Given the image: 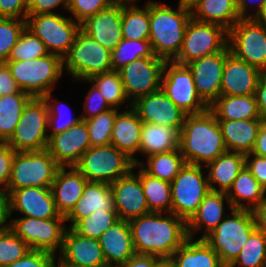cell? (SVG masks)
<instances>
[{"label": "cell", "mask_w": 266, "mask_h": 267, "mask_svg": "<svg viewBox=\"0 0 266 267\" xmlns=\"http://www.w3.org/2000/svg\"><path fill=\"white\" fill-rule=\"evenodd\" d=\"M7 193L10 217L16 211L23 217L37 219L56 218L60 215L55 206L51 187L32 186L7 191Z\"/></svg>", "instance_id": "ffe728a7"}, {"label": "cell", "mask_w": 266, "mask_h": 267, "mask_svg": "<svg viewBox=\"0 0 266 267\" xmlns=\"http://www.w3.org/2000/svg\"><path fill=\"white\" fill-rule=\"evenodd\" d=\"M89 81L99 89L111 108L120 110L125 103H127V108L132 106L126 96L119 71L111 70L106 73L96 74Z\"/></svg>", "instance_id": "60d3db41"}, {"label": "cell", "mask_w": 266, "mask_h": 267, "mask_svg": "<svg viewBox=\"0 0 266 267\" xmlns=\"http://www.w3.org/2000/svg\"><path fill=\"white\" fill-rule=\"evenodd\" d=\"M245 166V154L226 151L205 168L210 190L227 193Z\"/></svg>", "instance_id": "1f68e13d"}, {"label": "cell", "mask_w": 266, "mask_h": 267, "mask_svg": "<svg viewBox=\"0 0 266 267\" xmlns=\"http://www.w3.org/2000/svg\"><path fill=\"white\" fill-rule=\"evenodd\" d=\"M245 166L266 189V157L248 153L245 155Z\"/></svg>", "instance_id": "6f0895ef"}, {"label": "cell", "mask_w": 266, "mask_h": 267, "mask_svg": "<svg viewBox=\"0 0 266 267\" xmlns=\"http://www.w3.org/2000/svg\"><path fill=\"white\" fill-rule=\"evenodd\" d=\"M49 54L45 44L26 27L11 50L8 61H25Z\"/></svg>", "instance_id": "7dc6e473"}, {"label": "cell", "mask_w": 266, "mask_h": 267, "mask_svg": "<svg viewBox=\"0 0 266 267\" xmlns=\"http://www.w3.org/2000/svg\"><path fill=\"white\" fill-rule=\"evenodd\" d=\"M123 110L117 113L114 120L110 144L125 153L137 165L138 158L135 155L140 151L143 122L132 107Z\"/></svg>", "instance_id": "4316f807"}, {"label": "cell", "mask_w": 266, "mask_h": 267, "mask_svg": "<svg viewBox=\"0 0 266 267\" xmlns=\"http://www.w3.org/2000/svg\"><path fill=\"white\" fill-rule=\"evenodd\" d=\"M21 91L5 62H0V96L11 95Z\"/></svg>", "instance_id": "91938a15"}, {"label": "cell", "mask_w": 266, "mask_h": 267, "mask_svg": "<svg viewBox=\"0 0 266 267\" xmlns=\"http://www.w3.org/2000/svg\"><path fill=\"white\" fill-rule=\"evenodd\" d=\"M48 108L42 97H33L24 107L18 125L6 142L16 152L47 149Z\"/></svg>", "instance_id": "30bf717a"}, {"label": "cell", "mask_w": 266, "mask_h": 267, "mask_svg": "<svg viewBox=\"0 0 266 267\" xmlns=\"http://www.w3.org/2000/svg\"><path fill=\"white\" fill-rule=\"evenodd\" d=\"M26 28L45 44L49 53L63 58L69 52L80 24L60 12L28 14Z\"/></svg>", "instance_id": "7c38bea8"}, {"label": "cell", "mask_w": 266, "mask_h": 267, "mask_svg": "<svg viewBox=\"0 0 266 267\" xmlns=\"http://www.w3.org/2000/svg\"><path fill=\"white\" fill-rule=\"evenodd\" d=\"M228 46V30L218 24L203 23L191 18L186 26L183 43L175 63L189 62L223 51Z\"/></svg>", "instance_id": "5bb4252c"}, {"label": "cell", "mask_w": 266, "mask_h": 267, "mask_svg": "<svg viewBox=\"0 0 266 267\" xmlns=\"http://www.w3.org/2000/svg\"><path fill=\"white\" fill-rule=\"evenodd\" d=\"M88 36L112 51L122 41V0L104 8L80 24Z\"/></svg>", "instance_id": "44dd1931"}, {"label": "cell", "mask_w": 266, "mask_h": 267, "mask_svg": "<svg viewBox=\"0 0 266 267\" xmlns=\"http://www.w3.org/2000/svg\"><path fill=\"white\" fill-rule=\"evenodd\" d=\"M68 5L69 0H31L28 4V14L58 13L56 10L60 7L67 12Z\"/></svg>", "instance_id": "9f6ffc18"}, {"label": "cell", "mask_w": 266, "mask_h": 267, "mask_svg": "<svg viewBox=\"0 0 266 267\" xmlns=\"http://www.w3.org/2000/svg\"><path fill=\"white\" fill-rule=\"evenodd\" d=\"M146 158V161L139 158L137 165L148 175L168 182H172L186 164L179 148L171 152L152 154Z\"/></svg>", "instance_id": "74e56055"}, {"label": "cell", "mask_w": 266, "mask_h": 267, "mask_svg": "<svg viewBox=\"0 0 266 267\" xmlns=\"http://www.w3.org/2000/svg\"><path fill=\"white\" fill-rule=\"evenodd\" d=\"M131 107L142 122L172 127L179 132L187 115L168 98L161 88L137 98Z\"/></svg>", "instance_id": "ac0fdd59"}, {"label": "cell", "mask_w": 266, "mask_h": 267, "mask_svg": "<svg viewBox=\"0 0 266 267\" xmlns=\"http://www.w3.org/2000/svg\"><path fill=\"white\" fill-rule=\"evenodd\" d=\"M120 110L111 108L97 116L84 120L87 124L91 147L111 143L114 120Z\"/></svg>", "instance_id": "bcb514c9"}, {"label": "cell", "mask_w": 266, "mask_h": 267, "mask_svg": "<svg viewBox=\"0 0 266 267\" xmlns=\"http://www.w3.org/2000/svg\"><path fill=\"white\" fill-rule=\"evenodd\" d=\"M162 267H170L167 263H165Z\"/></svg>", "instance_id": "8c879c8a"}, {"label": "cell", "mask_w": 266, "mask_h": 267, "mask_svg": "<svg viewBox=\"0 0 266 267\" xmlns=\"http://www.w3.org/2000/svg\"><path fill=\"white\" fill-rule=\"evenodd\" d=\"M256 228L252 210L233 208L204 240L228 267Z\"/></svg>", "instance_id": "5b68a950"}, {"label": "cell", "mask_w": 266, "mask_h": 267, "mask_svg": "<svg viewBox=\"0 0 266 267\" xmlns=\"http://www.w3.org/2000/svg\"><path fill=\"white\" fill-rule=\"evenodd\" d=\"M179 149L186 163L201 166L227 151L219 122L209 108L186 115L180 130Z\"/></svg>", "instance_id": "7a4b0ae2"}, {"label": "cell", "mask_w": 266, "mask_h": 267, "mask_svg": "<svg viewBox=\"0 0 266 267\" xmlns=\"http://www.w3.org/2000/svg\"><path fill=\"white\" fill-rule=\"evenodd\" d=\"M79 81L80 84L81 82H85L84 84H91V88L87 91L85 102H83V113L80 115L82 120L90 119L111 109L99 89L94 84H92L89 80H78V82Z\"/></svg>", "instance_id": "816d5d0a"}, {"label": "cell", "mask_w": 266, "mask_h": 267, "mask_svg": "<svg viewBox=\"0 0 266 267\" xmlns=\"http://www.w3.org/2000/svg\"><path fill=\"white\" fill-rule=\"evenodd\" d=\"M170 267H225L218 254L204 240L188 237L166 261Z\"/></svg>", "instance_id": "f546056e"}, {"label": "cell", "mask_w": 266, "mask_h": 267, "mask_svg": "<svg viewBox=\"0 0 266 267\" xmlns=\"http://www.w3.org/2000/svg\"><path fill=\"white\" fill-rule=\"evenodd\" d=\"M179 137L180 132L175 128L143 122L139 154L145 159L152 154L176 150Z\"/></svg>", "instance_id": "d590c367"}, {"label": "cell", "mask_w": 266, "mask_h": 267, "mask_svg": "<svg viewBox=\"0 0 266 267\" xmlns=\"http://www.w3.org/2000/svg\"><path fill=\"white\" fill-rule=\"evenodd\" d=\"M165 263L158 256L135 253L126 263L115 267H162Z\"/></svg>", "instance_id": "680465c9"}, {"label": "cell", "mask_w": 266, "mask_h": 267, "mask_svg": "<svg viewBox=\"0 0 266 267\" xmlns=\"http://www.w3.org/2000/svg\"><path fill=\"white\" fill-rule=\"evenodd\" d=\"M226 195L233 208L253 210L266 195V189L244 166Z\"/></svg>", "instance_id": "e575fe53"}, {"label": "cell", "mask_w": 266, "mask_h": 267, "mask_svg": "<svg viewBox=\"0 0 266 267\" xmlns=\"http://www.w3.org/2000/svg\"><path fill=\"white\" fill-rule=\"evenodd\" d=\"M95 211H115L113 192L110 184L105 182H87L83 194L65 217L72 228L79 220Z\"/></svg>", "instance_id": "f1b7e54d"}, {"label": "cell", "mask_w": 266, "mask_h": 267, "mask_svg": "<svg viewBox=\"0 0 266 267\" xmlns=\"http://www.w3.org/2000/svg\"><path fill=\"white\" fill-rule=\"evenodd\" d=\"M266 263V234L256 228L228 267H263Z\"/></svg>", "instance_id": "7bdbcfd3"}, {"label": "cell", "mask_w": 266, "mask_h": 267, "mask_svg": "<svg viewBox=\"0 0 266 267\" xmlns=\"http://www.w3.org/2000/svg\"><path fill=\"white\" fill-rule=\"evenodd\" d=\"M110 187L119 219L129 221L150 213L135 165L128 174L111 183Z\"/></svg>", "instance_id": "d6986e66"}, {"label": "cell", "mask_w": 266, "mask_h": 267, "mask_svg": "<svg viewBox=\"0 0 266 267\" xmlns=\"http://www.w3.org/2000/svg\"><path fill=\"white\" fill-rule=\"evenodd\" d=\"M124 1H136V2L138 1L139 2V0H124Z\"/></svg>", "instance_id": "753ad0ef"}, {"label": "cell", "mask_w": 266, "mask_h": 267, "mask_svg": "<svg viewBox=\"0 0 266 267\" xmlns=\"http://www.w3.org/2000/svg\"><path fill=\"white\" fill-rule=\"evenodd\" d=\"M24 1L28 5L31 0H24Z\"/></svg>", "instance_id": "2644e50d"}, {"label": "cell", "mask_w": 266, "mask_h": 267, "mask_svg": "<svg viewBox=\"0 0 266 267\" xmlns=\"http://www.w3.org/2000/svg\"><path fill=\"white\" fill-rule=\"evenodd\" d=\"M16 151L6 143H0V190L7 192L12 161Z\"/></svg>", "instance_id": "db71d44e"}, {"label": "cell", "mask_w": 266, "mask_h": 267, "mask_svg": "<svg viewBox=\"0 0 266 267\" xmlns=\"http://www.w3.org/2000/svg\"><path fill=\"white\" fill-rule=\"evenodd\" d=\"M28 5L24 0H0V17L26 20Z\"/></svg>", "instance_id": "11a10c76"}, {"label": "cell", "mask_w": 266, "mask_h": 267, "mask_svg": "<svg viewBox=\"0 0 266 267\" xmlns=\"http://www.w3.org/2000/svg\"><path fill=\"white\" fill-rule=\"evenodd\" d=\"M108 267L126 263L134 254L129 222L119 219L98 239Z\"/></svg>", "instance_id": "83f0119b"}, {"label": "cell", "mask_w": 266, "mask_h": 267, "mask_svg": "<svg viewBox=\"0 0 266 267\" xmlns=\"http://www.w3.org/2000/svg\"><path fill=\"white\" fill-rule=\"evenodd\" d=\"M256 227L266 234V195L252 210Z\"/></svg>", "instance_id": "e7e4bbea"}, {"label": "cell", "mask_w": 266, "mask_h": 267, "mask_svg": "<svg viewBox=\"0 0 266 267\" xmlns=\"http://www.w3.org/2000/svg\"><path fill=\"white\" fill-rule=\"evenodd\" d=\"M263 120H218L227 151L251 153Z\"/></svg>", "instance_id": "4dcf8cb0"}, {"label": "cell", "mask_w": 266, "mask_h": 267, "mask_svg": "<svg viewBox=\"0 0 266 267\" xmlns=\"http://www.w3.org/2000/svg\"><path fill=\"white\" fill-rule=\"evenodd\" d=\"M176 8V9H175ZM149 0L150 35L154 55L164 61H173L182 46L191 11Z\"/></svg>", "instance_id": "3957f363"}, {"label": "cell", "mask_w": 266, "mask_h": 267, "mask_svg": "<svg viewBox=\"0 0 266 267\" xmlns=\"http://www.w3.org/2000/svg\"><path fill=\"white\" fill-rule=\"evenodd\" d=\"M154 52L149 40L122 41L111 51L112 70L118 71L133 60L144 57H153Z\"/></svg>", "instance_id": "ee69618b"}, {"label": "cell", "mask_w": 266, "mask_h": 267, "mask_svg": "<svg viewBox=\"0 0 266 267\" xmlns=\"http://www.w3.org/2000/svg\"><path fill=\"white\" fill-rule=\"evenodd\" d=\"M57 256L42 250H30L24 257L5 267H51Z\"/></svg>", "instance_id": "f5cc1de1"}, {"label": "cell", "mask_w": 266, "mask_h": 267, "mask_svg": "<svg viewBox=\"0 0 266 267\" xmlns=\"http://www.w3.org/2000/svg\"><path fill=\"white\" fill-rule=\"evenodd\" d=\"M42 98L48 108V138L52 135L66 132L70 127L82 120L80 115L72 117L71 108L69 109L65 102L59 101L58 97L54 98L52 92L47 93Z\"/></svg>", "instance_id": "b9f144b4"}, {"label": "cell", "mask_w": 266, "mask_h": 267, "mask_svg": "<svg viewBox=\"0 0 266 267\" xmlns=\"http://www.w3.org/2000/svg\"><path fill=\"white\" fill-rule=\"evenodd\" d=\"M255 2V3H254ZM265 0H236L238 13L241 19L257 18L263 9ZM254 10V13L248 11Z\"/></svg>", "instance_id": "94428289"}, {"label": "cell", "mask_w": 266, "mask_h": 267, "mask_svg": "<svg viewBox=\"0 0 266 267\" xmlns=\"http://www.w3.org/2000/svg\"><path fill=\"white\" fill-rule=\"evenodd\" d=\"M60 166L47 149L16 152L7 191L26 187H51Z\"/></svg>", "instance_id": "52a82bcc"}, {"label": "cell", "mask_w": 266, "mask_h": 267, "mask_svg": "<svg viewBox=\"0 0 266 267\" xmlns=\"http://www.w3.org/2000/svg\"><path fill=\"white\" fill-rule=\"evenodd\" d=\"M251 153L266 157V119L262 121Z\"/></svg>", "instance_id": "03108f58"}, {"label": "cell", "mask_w": 266, "mask_h": 267, "mask_svg": "<svg viewBox=\"0 0 266 267\" xmlns=\"http://www.w3.org/2000/svg\"><path fill=\"white\" fill-rule=\"evenodd\" d=\"M205 166L186 163L171 184V213L186 222L210 191Z\"/></svg>", "instance_id": "9c48e42d"}, {"label": "cell", "mask_w": 266, "mask_h": 267, "mask_svg": "<svg viewBox=\"0 0 266 267\" xmlns=\"http://www.w3.org/2000/svg\"><path fill=\"white\" fill-rule=\"evenodd\" d=\"M26 27V20L0 17V62H7L11 50Z\"/></svg>", "instance_id": "681fc988"}, {"label": "cell", "mask_w": 266, "mask_h": 267, "mask_svg": "<svg viewBox=\"0 0 266 267\" xmlns=\"http://www.w3.org/2000/svg\"><path fill=\"white\" fill-rule=\"evenodd\" d=\"M91 147L87 124L81 120L66 132L52 135L47 150L60 167L75 166L83 153Z\"/></svg>", "instance_id": "7402d4cb"}, {"label": "cell", "mask_w": 266, "mask_h": 267, "mask_svg": "<svg viewBox=\"0 0 266 267\" xmlns=\"http://www.w3.org/2000/svg\"><path fill=\"white\" fill-rule=\"evenodd\" d=\"M164 63L163 59L154 55L133 60L118 70L131 103L160 89Z\"/></svg>", "instance_id": "2e32d148"}, {"label": "cell", "mask_w": 266, "mask_h": 267, "mask_svg": "<svg viewBox=\"0 0 266 267\" xmlns=\"http://www.w3.org/2000/svg\"><path fill=\"white\" fill-rule=\"evenodd\" d=\"M191 17L199 22L221 25L228 31L241 19L236 0H199Z\"/></svg>", "instance_id": "836d02e7"}, {"label": "cell", "mask_w": 266, "mask_h": 267, "mask_svg": "<svg viewBox=\"0 0 266 267\" xmlns=\"http://www.w3.org/2000/svg\"><path fill=\"white\" fill-rule=\"evenodd\" d=\"M160 88L187 115L201 113L209 108L198 95L192 72L187 65L165 61Z\"/></svg>", "instance_id": "9a60e30c"}, {"label": "cell", "mask_w": 266, "mask_h": 267, "mask_svg": "<svg viewBox=\"0 0 266 267\" xmlns=\"http://www.w3.org/2000/svg\"><path fill=\"white\" fill-rule=\"evenodd\" d=\"M20 89L32 97H43L52 92L63 77V58L47 54L25 61L5 62Z\"/></svg>", "instance_id": "277c9868"}, {"label": "cell", "mask_w": 266, "mask_h": 267, "mask_svg": "<svg viewBox=\"0 0 266 267\" xmlns=\"http://www.w3.org/2000/svg\"><path fill=\"white\" fill-rule=\"evenodd\" d=\"M31 248L11 229L0 233V267H5L24 257Z\"/></svg>", "instance_id": "c3c4849f"}, {"label": "cell", "mask_w": 266, "mask_h": 267, "mask_svg": "<svg viewBox=\"0 0 266 267\" xmlns=\"http://www.w3.org/2000/svg\"><path fill=\"white\" fill-rule=\"evenodd\" d=\"M136 1L122 0V35L128 40H149L150 19L149 0L144 7H138Z\"/></svg>", "instance_id": "8d00e7d4"}, {"label": "cell", "mask_w": 266, "mask_h": 267, "mask_svg": "<svg viewBox=\"0 0 266 267\" xmlns=\"http://www.w3.org/2000/svg\"><path fill=\"white\" fill-rule=\"evenodd\" d=\"M33 97L23 92L0 96V143H6L14 133L24 107Z\"/></svg>", "instance_id": "ab89813d"}, {"label": "cell", "mask_w": 266, "mask_h": 267, "mask_svg": "<svg viewBox=\"0 0 266 267\" xmlns=\"http://www.w3.org/2000/svg\"><path fill=\"white\" fill-rule=\"evenodd\" d=\"M199 0H178L177 6L192 11L198 4Z\"/></svg>", "instance_id": "003e7915"}, {"label": "cell", "mask_w": 266, "mask_h": 267, "mask_svg": "<svg viewBox=\"0 0 266 267\" xmlns=\"http://www.w3.org/2000/svg\"><path fill=\"white\" fill-rule=\"evenodd\" d=\"M10 229L9 196L0 190V233Z\"/></svg>", "instance_id": "be15d7a7"}, {"label": "cell", "mask_w": 266, "mask_h": 267, "mask_svg": "<svg viewBox=\"0 0 266 267\" xmlns=\"http://www.w3.org/2000/svg\"><path fill=\"white\" fill-rule=\"evenodd\" d=\"M128 222L135 253L165 262L188 238L186 221L173 213L150 212Z\"/></svg>", "instance_id": "6da1fadb"}, {"label": "cell", "mask_w": 266, "mask_h": 267, "mask_svg": "<svg viewBox=\"0 0 266 267\" xmlns=\"http://www.w3.org/2000/svg\"><path fill=\"white\" fill-rule=\"evenodd\" d=\"M118 220L116 211H95L88 217L79 220L72 229L84 237L98 240L102 233Z\"/></svg>", "instance_id": "f6af8a7d"}, {"label": "cell", "mask_w": 266, "mask_h": 267, "mask_svg": "<svg viewBox=\"0 0 266 267\" xmlns=\"http://www.w3.org/2000/svg\"><path fill=\"white\" fill-rule=\"evenodd\" d=\"M57 256L73 267H108L99 240L84 237L68 227Z\"/></svg>", "instance_id": "603a6c76"}, {"label": "cell", "mask_w": 266, "mask_h": 267, "mask_svg": "<svg viewBox=\"0 0 266 267\" xmlns=\"http://www.w3.org/2000/svg\"><path fill=\"white\" fill-rule=\"evenodd\" d=\"M225 205H227L228 211L233 209L226 193L210 190L200 203L197 211L186 222L188 237L195 239L196 234H202L200 239H204L210 234L229 214Z\"/></svg>", "instance_id": "cb8c5ba5"}, {"label": "cell", "mask_w": 266, "mask_h": 267, "mask_svg": "<svg viewBox=\"0 0 266 267\" xmlns=\"http://www.w3.org/2000/svg\"><path fill=\"white\" fill-rule=\"evenodd\" d=\"M88 180L75 166L59 167L51 185L55 206L66 217L79 198Z\"/></svg>", "instance_id": "484cf974"}, {"label": "cell", "mask_w": 266, "mask_h": 267, "mask_svg": "<svg viewBox=\"0 0 266 267\" xmlns=\"http://www.w3.org/2000/svg\"><path fill=\"white\" fill-rule=\"evenodd\" d=\"M256 19L266 22V0L263 9L261 11V14Z\"/></svg>", "instance_id": "89a4df30"}, {"label": "cell", "mask_w": 266, "mask_h": 267, "mask_svg": "<svg viewBox=\"0 0 266 267\" xmlns=\"http://www.w3.org/2000/svg\"><path fill=\"white\" fill-rule=\"evenodd\" d=\"M229 46L223 51L204 56L186 64L191 70L196 91L210 106L221 95L222 74Z\"/></svg>", "instance_id": "e0dca14e"}, {"label": "cell", "mask_w": 266, "mask_h": 267, "mask_svg": "<svg viewBox=\"0 0 266 267\" xmlns=\"http://www.w3.org/2000/svg\"><path fill=\"white\" fill-rule=\"evenodd\" d=\"M261 71L230 53L222 74L221 95L255 94Z\"/></svg>", "instance_id": "d4e9b609"}, {"label": "cell", "mask_w": 266, "mask_h": 267, "mask_svg": "<svg viewBox=\"0 0 266 267\" xmlns=\"http://www.w3.org/2000/svg\"><path fill=\"white\" fill-rule=\"evenodd\" d=\"M217 120L263 119L255 95H220L210 106Z\"/></svg>", "instance_id": "d6a6232c"}, {"label": "cell", "mask_w": 266, "mask_h": 267, "mask_svg": "<svg viewBox=\"0 0 266 267\" xmlns=\"http://www.w3.org/2000/svg\"><path fill=\"white\" fill-rule=\"evenodd\" d=\"M134 162L125 153L112 144L88 148L75 167L88 182H105L111 184L128 174Z\"/></svg>", "instance_id": "ba28073f"}, {"label": "cell", "mask_w": 266, "mask_h": 267, "mask_svg": "<svg viewBox=\"0 0 266 267\" xmlns=\"http://www.w3.org/2000/svg\"><path fill=\"white\" fill-rule=\"evenodd\" d=\"M56 260H58V261H56ZM56 262H57V264H56ZM51 267H73V266H70V265L64 263L58 257H56L55 260L53 261V264Z\"/></svg>", "instance_id": "a7ac6f4b"}, {"label": "cell", "mask_w": 266, "mask_h": 267, "mask_svg": "<svg viewBox=\"0 0 266 267\" xmlns=\"http://www.w3.org/2000/svg\"><path fill=\"white\" fill-rule=\"evenodd\" d=\"M230 52L240 60L266 71V22L256 18L240 19L228 31Z\"/></svg>", "instance_id": "4fadbf2b"}, {"label": "cell", "mask_w": 266, "mask_h": 267, "mask_svg": "<svg viewBox=\"0 0 266 267\" xmlns=\"http://www.w3.org/2000/svg\"><path fill=\"white\" fill-rule=\"evenodd\" d=\"M67 226L62 215L49 219L10 217V229L27 243L31 250L47 251L56 256L62 250Z\"/></svg>", "instance_id": "8fae6325"}, {"label": "cell", "mask_w": 266, "mask_h": 267, "mask_svg": "<svg viewBox=\"0 0 266 267\" xmlns=\"http://www.w3.org/2000/svg\"><path fill=\"white\" fill-rule=\"evenodd\" d=\"M117 0H69L67 12L73 20L81 24L87 18L104 8L111 6Z\"/></svg>", "instance_id": "f907efd6"}, {"label": "cell", "mask_w": 266, "mask_h": 267, "mask_svg": "<svg viewBox=\"0 0 266 267\" xmlns=\"http://www.w3.org/2000/svg\"><path fill=\"white\" fill-rule=\"evenodd\" d=\"M254 95L259 114L263 119H266V71L261 72Z\"/></svg>", "instance_id": "6125c7cd"}, {"label": "cell", "mask_w": 266, "mask_h": 267, "mask_svg": "<svg viewBox=\"0 0 266 267\" xmlns=\"http://www.w3.org/2000/svg\"><path fill=\"white\" fill-rule=\"evenodd\" d=\"M138 168V169H137ZM136 173L141 179V185L150 212L171 213V184L168 181L148 175L139 165H135Z\"/></svg>", "instance_id": "f35d334b"}, {"label": "cell", "mask_w": 266, "mask_h": 267, "mask_svg": "<svg viewBox=\"0 0 266 267\" xmlns=\"http://www.w3.org/2000/svg\"><path fill=\"white\" fill-rule=\"evenodd\" d=\"M63 70L73 81L89 80L96 74L112 70L111 51L80 29L63 57Z\"/></svg>", "instance_id": "8992f818"}]
</instances>
